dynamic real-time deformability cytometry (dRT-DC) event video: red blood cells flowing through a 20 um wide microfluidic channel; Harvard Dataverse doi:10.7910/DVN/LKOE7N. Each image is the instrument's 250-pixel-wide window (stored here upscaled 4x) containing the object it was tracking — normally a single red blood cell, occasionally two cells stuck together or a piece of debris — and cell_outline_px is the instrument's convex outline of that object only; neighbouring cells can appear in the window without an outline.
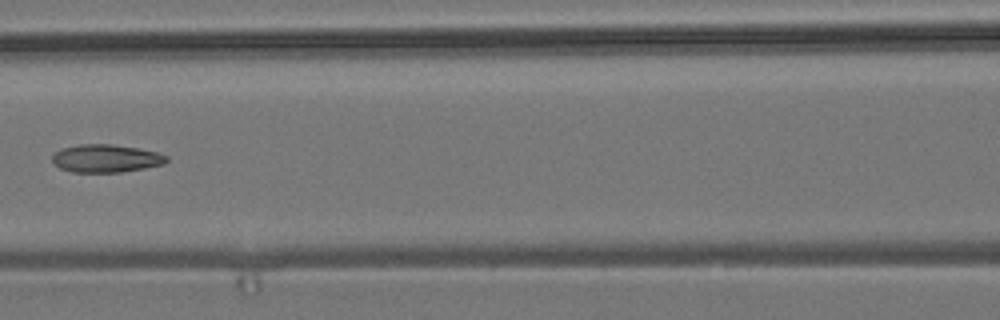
{"species": "common noctule bat (a hibernating species)", "species_latin": "Nyctalus noctula", "temperature_condition": "room temperature", "stored_images_in_passage": 7, "camera_frame_rate_fps": 3000, "um_per_image_px": 0.085, "animal": {"sex": "male", "body_mass_g": 19.2, "forearm_length_mm": 51.8}, "frame": {"image": 1, "passage_image": 6, "time_ms": 1.667, "image_size_px": [1000, 320], "cell_outline_px": [[168, 160], [164, 164], [144, 168], [120, 172], [72, 172], [60, 168], [52, 160], [52, 156], [56, 152], [64, 148], [80, 144], [112, 144], [136, 148], [156, 152], [168, 156]], "centroid_in_image_um": [9.02, 13.47], "position_along_channel_um": 157.6, "area_um2": 18.38}}
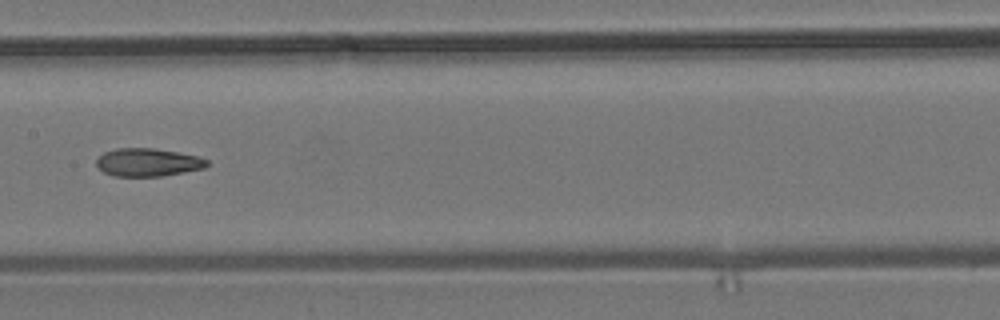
{"frame": {"image": 2, "passage_image": 7, "time_ms": 2.0, "image_size_px": [1000, 320], "cell_outline_px": [[208, 164], [204, 168], [184, 172], [160, 176], [112, 176], [104, 172], [96, 164], [96, 160], [104, 152], [116, 148], [152, 148], [200, 156], [208, 160]], "centroid_in_image_um": [12.57, 13.79], "position_along_channel_um": 194.8, "area_um2": 17.98}}